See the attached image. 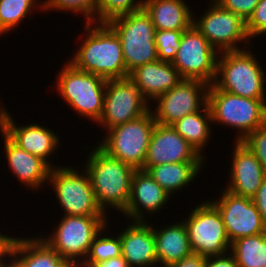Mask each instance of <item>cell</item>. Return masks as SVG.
Instances as JSON below:
<instances>
[{"label": "cell", "instance_id": "17", "mask_svg": "<svg viewBox=\"0 0 266 267\" xmlns=\"http://www.w3.org/2000/svg\"><path fill=\"white\" fill-rule=\"evenodd\" d=\"M180 162H206L172 127L156 123L147 149L144 171L155 165Z\"/></svg>", "mask_w": 266, "mask_h": 267}, {"label": "cell", "instance_id": "40", "mask_svg": "<svg viewBox=\"0 0 266 267\" xmlns=\"http://www.w3.org/2000/svg\"><path fill=\"white\" fill-rule=\"evenodd\" d=\"M205 261L206 256L192 253L181 259L179 262L172 264L170 267H204Z\"/></svg>", "mask_w": 266, "mask_h": 267}, {"label": "cell", "instance_id": "1", "mask_svg": "<svg viewBox=\"0 0 266 267\" xmlns=\"http://www.w3.org/2000/svg\"><path fill=\"white\" fill-rule=\"evenodd\" d=\"M85 23L84 39L69 59L77 69L106 80L129 76L123 58L121 40L107 23Z\"/></svg>", "mask_w": 266, "mask_h": 267}, {"label": "cell", "instance_id": "4", "mask_svg": "<svg viewBox=\"0 0 266 267\" xmlns=\"http://www.w3.org/2000/svg\"><path fill=\"white\" fill-rule=\"evenodd\" d=\"M207 105L213 123L234 128L236 141H242L250 132L266 123V103L262 99L245 98L219 90L213 84L207 92Z\"/></svg>", "mask_w": 266, "mask_h": 267}, {"label": "cell", "instance_id": "39", "mask_svg": "<svg viewBox=\"0 0 266 267\" xmlns=\"http://www.w3.org/2000/svg\"><path fill=\"white\" fill-rule=\"evenodd\" d=\"M252 201L266 225V177L263 179L256 194L252 197Z\"/></svg>", "mask_w": 266, "mask_h": 267}, {"label": "cell", "instance_id": "29", "mask_svg": "<svg viewBox=\"0 0 266 267\" xmlns=\"http://www.w3.org/2000/svg\"><path fill=\"white\" fill-rule=\"evenodd\" d=\"M41 9L43 1L38 0H0V36L8 33L23 22L24 18L33 14L32 11Z\"/></svg>", "mask_w": 266, "mask_h": 267}, {"label": "cell", "instance_id": "8", "mask_svg": "<svg viewBox=\"0 0 266 267\" xmlns=\"http://www.w3.org/2000/svg\"><path fill=\"white\" fill-rule=\"evenodd\" d=\"M74 168L58 166L51 168L49 173L48 183L54 189L64 215L106 216L97 202L88 172Z\"/></svg>", "mask_w": 266, "mask_h": 267}, {"label": "cell", "instance_id": "20", "mask_svg": "<svg viewBox=\"0 0 266 267\" xmlns=\"http://www.w3.org/2000/svg\"><path fill=\"white\" fill-rule=\"evenodd\" d=\"M4 153L10 172L20 183L35 191L48 184L51 167L40 157L28 153L15 144L1 129ZM44 185V186H43Z\"/></svg>", "mask_w": 266, "mask_h": 267}, {"label": "cell", "instance_id": "18", "mask_svg": "<svg viewBox=\"0 0 266 267\" xmlns=\"http://www.w3.org/2000/svg\"><path fill=\"white\" fill-rule=\"evenodd\" d=\"M169 198L172 197L147 171L136 170L132 177L130 199L122 214L130 219L129 222L147 221L146 213L152 216V213L160 212L169 203Z\"/></svg>", "mask_w": 266, "mask_h": 267}, {"label": "cell", "instance_id": "32", "mask_svg": "<svg viewBox=\"0 0 266 267\" xmlns=\"http://www.w3.org/2000/svg\"><path fill=\"white\" fill-rule=\"evenodd\" d=\"M43 11H68L82 14L85 23H96L97 0H42Z\"/></svg>", "mask_w": 266, "mask_h": 267}, {"label": "cell", "instance_id": "34", "mask_svg": "<svg viewBox=\"0 0 266 267\" xmlns=\"http://www.w3.org/2000/svg\"><path fill=\"white\" fill-rule=\"evenodd\" d=\"M241 142L253 152L266 171V123L250 132Z\"/></svg>", "mask_w": 266, "mask_h": 267}, {"label": "cell", "instance_id": "35", "mask_svg": "<svg viewBox=\"0 0 266 267\" xmlns=\"http://www.w3.org/2000/svg\"><path fill=\"white\" fill-rule=\"evenodd\" d=\"M249 39L266 34V0H260L252 15L246 21Z\"/></svg>", "mask_w": 266, "mask_h": 267}, {"label": "cell", "instance_id": "19", "mask_svg": "<svg viewBox=\"0 0 266 267\" xmlns=\"http://www.w3.org/2000/svg\"><path fill=\"white\" fill-rule=\"evenodd\" d=\"M234 143L230 180L225 189L235 195L252 198L266 177V171L245 144L236 140Z\"/></svg>", "mask_w": 266, "mask_h": 267}, {"label": "cell", "instance_id": "25", "mask_svg": "<svg viewBox=\"0 0 266 267\" xmlns=\"http://www.w3.org/2000/svg\"><path fill=\"white\" fill-rule=\"evenodd\" d=\"M184 0H145L144 9L157 30L185 31L193 25V11Z\"/></svg>", "mask_w": 266, "mask_h": 267}, {"label": "cell", "instance_id": "14", "mask_svg": "<svg viewBox=\"0 0 266 267\" xmlns=\"http://www.w3.org/2000/svg\"><path fill=\"white\" fill-rule=\"evenodd\" d=\"M209 84L199 79H182L174 88L158 96L152 110L155 121L172 125L184 116L200 111L207 104ZM156 107V108H155Z\"/></svg>", "mask_w": 266, "mask_h": 267}, {"label": "cell", "instance_id": "21", "mask_svg": "<svg viewBox=\"0 0 266 267\" xmlns=\"http://www.w3.org/2000/svg\"><path fill=\"white\" fill-rule=\"evenodd\" d=\"M121 255L129 267H158L153 228L148 221H133L119 233Z\"/></svg>", "mask_w": 266, "mask_h": 267}, {"label": "cell", "instance_id": "16", "mask_svg": "<svg viewBox=\"0 0 266 267\" xmlns=\"http://www.w3.org/2000/svg\"><path fill=\"white\" fill-rule=\"evenodd\" d=\"M12 118L4 105H0V129L20 148L40 157L51 168L58 167L50 163L49 159L61 144L59 136L50 128L36 122L21 126Z\"/></svg>", "mask_w": 266, "mask_h": 267}, {"label": "cell", "instance_id": "22", "mask_svg": "<svg viewBox=\"0 0 266 267\" xmlns=\"http://www.w3.org/2000/svg\"><path fill=\"white\" fill-rule=\"evenodd\" d=\"M128 78L149 102L174 88L183 79L171 62L161 60L136 67Z\"/></svg>", "mask_w": 266, "mask_h": 267}, {"label": "cell", "instance_id": "10", "mask_svg": "<svg viewBox=\"0 0 266 267\" xmlns=\"http://www.w3.org/2000/svg\"><path fill=\"white\" fill-rule=\"evenodd\" d=\"M207 10L200 16H193V26L209 41L218 52L244 50L252 45L246 32V22L231 11L223 9L210 0ZM197 17V18H196ZM196 18V19H195ZM244 44L243 48L238 45ZM246 43V44H245Z\"/></svg>", "mask_w": 266, "mask_h": 267}, {"label": "cell", "instance_id": "2", "mask_svg": "<svg viewBox=\"0 0 266 267\" xmlns=\"http://www.w3.org/2000/svg\"><path fill=\"white\" fill-rule=\"evenodd\" d=\"M83 166L90 176L102 210L107 213L106 209L109 207L122 213L130 199L132 177L136 169L110 156L98 145L91 152L89 150Z\"/></svg>", "mask_w": 266, "mask_h": 267}, {"label": "cell", "instance_id": "13", "mask_svg": "<svg viewBox=\"0 0 266 267\" xmlns=\"http://www.w3.org/2000/svg\"><path fill=\"white\" fill-rule=\"evenodd\" d=\"M219 53L192 25L181 36L180 47L172 65L183 79H199L213 83Z\"/></svg>", "mask_w": 266, "mask_h": 267}, {"label": "cell", "instance_id": "26", "mask_svg": "<svg viewBox=\"0 0 266 267\" xmlns=\"http://www.w3.org/2000/svg\"><path fill=\"white\" fill-rule=\"evenodd\" d=\"M205 162H180L149 167L148 174L172 197L191 185ZM184 187V188H183Z\"/></svg>", "mask_w": 266, "mask_h": 267}, {"label": "cell", "instance_id": "9", "mask_svg": "<svg viewBox=\"0 0 266 267\" xmlns=\"http://www.w3.org/2000/svg\"><path fill=\"white\" fill-rule=\"evenodd\" d=\"M155 125L151 109L135 120L109 129L97 145L110 156L136 170L143 169Z\"/></svg>", "mask_w": 266, "mask_h": 267}, {"label": "cell", "instance_id": "23", "mask_svg": "<svg viewBox=\"0 0 266 267\" xmlns=\"http://www.w3.org/2000/svg\"><path fill=\"white\" fill-rule=\"evenodd\" d=\"M9 258V267H72L40 236L16 237Z\"/></svg>", "mask_w": 266, "mask_h": 267}, {"label": "cell", "instance_id": "7", "mask_svg": "<svg viewBox=\"0 0 266 267\" xmlns=\"http://www.w3.org/2000/svg\"><path fill=\"white\" fill-rule=\"evenodd\" d=\"M61 219L51 234L39 236L72 267H79L94 238L110 221L107 216L64 215Z\"/></svg>", "mask_w": 266, "mask_h": 267}, {"label": "cell", "instance_id": "15", "mask_svg": "<svg viewBox=\"0 0 266 267\" xmlns=\"http://www.w3.org/2000/svg\"><path fill=\"white\" fill-rule=\"evenodd\" d=\"M220 198L209 201L218 209L230 242L266 232L260 213L252 198L235 195L226 189Z\"/></svg>", "mask_w": 266, "mask_h": 267}, {"label": "cell", "instance_id": "3", "mask_svg": "<svg viewBox=\"0 0 266 267\" xmlns=\"http://www.w3.org/2000/svg\"><path fill=\"white\" fill-rule=\"evenodd\" d=\"M252 46L239 51L219 53L213 85L219 90L266 103V73Z\"/></svg>", "mask_w": 266, "mask_h": 267}, {"label": "cell", "instance_id": "38", "mask_svg": "<svg viewBox=\"0 0 266 267\" xmlns=\"http://www.w3.org/2000/svg\"><path fill=\"white\" fill-rule=\"evenodd\" d=\"M16 237L0 233V267L9 264L10 252ZM8 257V258H7Z\"/></svg>", "mask_w": 266, "mask_h": 267}, {"label": "cell", "instance_id": "31", "mask_svg": "<svg viewBox=\"0 0 266 267\" xmlns=\"http://www.w3.org/2000/svg\"><path fill=\"white\" fill-rule=\"evenodd\" d=\"M145 0H97L96 23L143 9Z\"/></svg>", "mask_w": 266, "mask_h": 267}, {"label": "cell", "instance_id": "24", "mask_svg": "<svg viewBox=\"0 0 266 267\" xmlns=\"http://www.w3.org/2000/svg\"><path fill=\"white\" fill-rule=\"evenodd\" d=\"M152 228L159 267H170L193 253L187 227L183 221H176V223L166 225L160 229L153 227L152 224Z\"/></svg>", "mask_w": 266, "mask_h": 267}, {"label": "cell", "instance_id": "37", "mask_svg": "<svg viewBox=\"0 0 266 267\" xmlns=\"http://www.w3.org/2000/svg\"><path fill=\"white\" fill-rule=\"evenodd\" d=\"M204 267H238L231 253L206 257Z\"/></svg>", "mask_w": 266, "mask_h": 267}, {"label": "cell", "instance_id": "12", "mask_svg": "<svg viewBox=\"0 0 266 267\" xmlns=\"http://www.w3.org/2000/svg\"><path fill=\"white\" fill-rule=\"evenodd\" d=\"M151 102L130 78L106 81L103 113L97 122L105 131L135 120L151 110Z\"/></svg>", "mask_w": 266, "mask_h": 267}, {"label": "cell", "instance_id": "6", "mask_svg": "<svg viewBox=\"0 0 266 267\" xmlns=\"http://www.w3.org/2000/svg\"><path fill=\"white\" fill-rule=\"evenodd\" d=\"M107 24L121 40L126 71L159 60L154 41L156 29L145 9L116 16Z\"/></svg>", "mask_w": 266, "mask_h": 267}, {"label": "cell", "instance_id": "41", "mask_svg": "<svg viewBox=\"0 0 266 267\" xmlns=\"http://www.w3.org/2000/svg\"><path fill=\"white\" fill-rule=\"evenodd\" d=\"M94 267H129L122 255L97 263Z\"/></svg>", "mask_w": 266, "mask_h": 267}, {"label": "cell", "instance_id": "11", "mask_svg": "<svg viewBox=\"0 0 266 267\" xmlns=\"http://www.w3.org/2000/svg\"><path fill=\"white\" fill-rule=\"evenodd\" d=\"M187 215L183 222L193 253L208 257L230 251L231 242L221 214L209 199L194 207Z\"/></svg>", "mask_w": 266, "mask_h": 267}, {"label": "cell", "instance_id": "36", "mask_svg": "<svg viewBox=\"0 0 266 267\" xmlns=\"http://www.w3.org/2000/svg\"><path fill=\"white\" fill-rule=\"evenodd\" d=\"M223 9L240 16L245 22L254 12L260 0H214Z\"/></svg>", "mask_w": 266, "mask_h": 267}, {"label": "cell", "instance_id": "28", "mask_svg": "<svg viewBox=\"0 0 266 267\" xmlns=\"http://www.w3.org/2000/svg\"><path fill=\"white\" fill-rule=\"evenodd\" d=\"M230 253L238 267H266V232L233 241Z\"/></svg>", "mask_w": 266, "mask_h": 267}, {"label": "cell", "instance_id": "27", "mask_svg": "<svg viewBox=\"0 0 266 267\" xmlns=\"http://www.w3.org/2000/svg\"><path fill=\"white\" fill-rule=\"evenodd\" d=\"M211 123V112L206 104L200 111L177 120L172 127L205 159L202 151L210 141Z\"/></svg>", "mask_w": 266, "mask_h": 267}, {"label": "cell", "instance_id": "33", "mask_svg": "<svg viewBox=\"0 0 266 267\" xmlns=\"http://www.w3.org/2000/svg\"><path fill=\"white\" fill-rule=\"evenodd\" d=\"M184 31L157 30L155 32V44L158 58L164 62H172L180 47L181 36Z\"/></svg>", "mask_w": 266, "mask_h": 267}, {"label": "cell", "instance_id": "30", "mask_svg": "<svg viewBox=\"0 0 266 267\" xmlns=\"http://www.w3.org/2000/svg\"><path fill=\"white\" fill-rule=\"evenodd\" d=\"M106 229L109 230L107 225L94 238L84 262L79 267H94L97 263L121 255L119 234L109 236Z\"/></svg>", "mask_w": 266, "mask_h": 267}, {"label": "cell", "instance_id": "5", "mask_svg": "<svg viewBox=\"0 0 266 267\" xmlns=\"http://www.w3.org/2000/svg\"><path fill=\"white\" fill-rule=\"evenodd\" d=\"M56 83L57 93L75 113L93 122L103 113L106 79L77 69L69 61L60 70Z\"/></svg>", "mask_w": 266, "mask_h": 267}]
</instances>
